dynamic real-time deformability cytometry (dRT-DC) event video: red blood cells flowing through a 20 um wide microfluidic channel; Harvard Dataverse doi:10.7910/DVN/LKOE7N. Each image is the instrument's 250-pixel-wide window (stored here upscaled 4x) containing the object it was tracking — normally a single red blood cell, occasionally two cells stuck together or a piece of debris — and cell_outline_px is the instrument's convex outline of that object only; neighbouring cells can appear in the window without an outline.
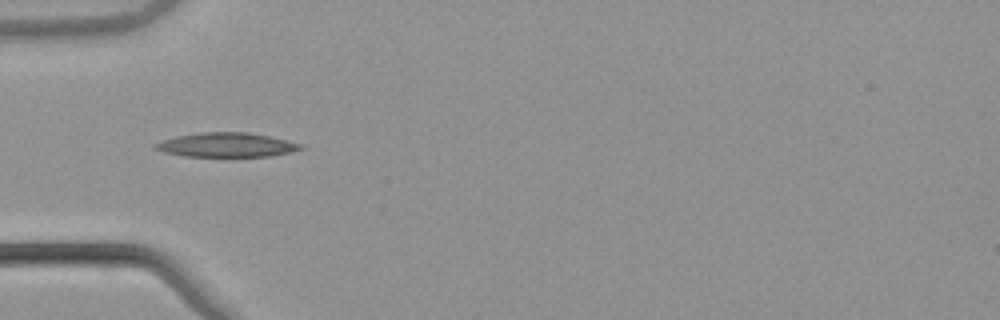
{"species": "common noctule bat (a hibernating species)", "species_latin": "Nyctalus noctula", "temperature_condition": "warm", "stored_images_in_passage": 34, "camera_frame_rate_fps": 3000, "um_per_image_px": 0.085, "animal": {"sex": "male", "body_mass_g": 21.5, "forearm_length_mm": 52.0}, "frame": {"image": 1, "passage_image": 1, "time_ms": 0.0, "image_size_px": [1000, 320], "cell_outline_px": [[304, 148], [288, 152], [268, 156], [184, 156], [164, 152], [156, 148], [152, 144], [176, 136], [200, 132], [248, 132], [268, 136], [300, 144]], "centroid_in_image_um": [19.2, 12.31], "position_along_channel_um": 65.8, "area_um2": 20.17}}
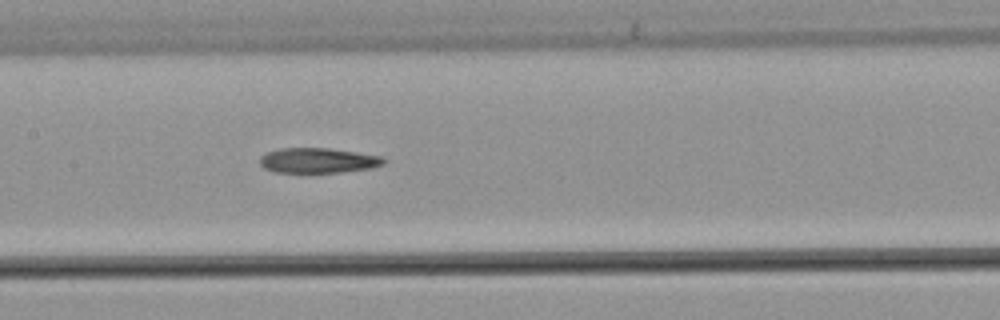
{"frame": {"image": 2, "passage_image": 10, "time_ms": 3.0, "image_size_px": [1000, 320], "cell_outline_px": [[388, 160], [384, 164], [372, 168], [340, 172], [272, 172], [264, 168], [260, 164], [260, 156], [268, 152], [280, 148], [328, 148], [384, 156]], "centroid_in_image_um": [27.07, 13.64], "position_along_channel_um": 180.3, "area_um2": 18.21}}
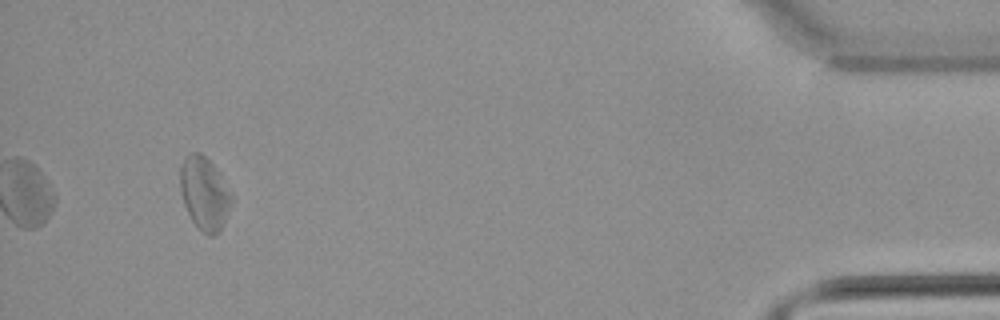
{"frame": {"image": 3, "passage_image": 34, "time_ms": 11.0, "image_size_px": [1000, 320], "cell_outline_px": [[232, 196], [228, 212], [220, 228], [212, 236], [208, 236], [192, 220], [184, 204], [180, 188], [180, 168], [188, 152], [200, 152], [216, 168]], "centroid_in_image_um": [17.35, 16.4], "position_along_channel_um": 417.9, "area_um2": 21.15}}